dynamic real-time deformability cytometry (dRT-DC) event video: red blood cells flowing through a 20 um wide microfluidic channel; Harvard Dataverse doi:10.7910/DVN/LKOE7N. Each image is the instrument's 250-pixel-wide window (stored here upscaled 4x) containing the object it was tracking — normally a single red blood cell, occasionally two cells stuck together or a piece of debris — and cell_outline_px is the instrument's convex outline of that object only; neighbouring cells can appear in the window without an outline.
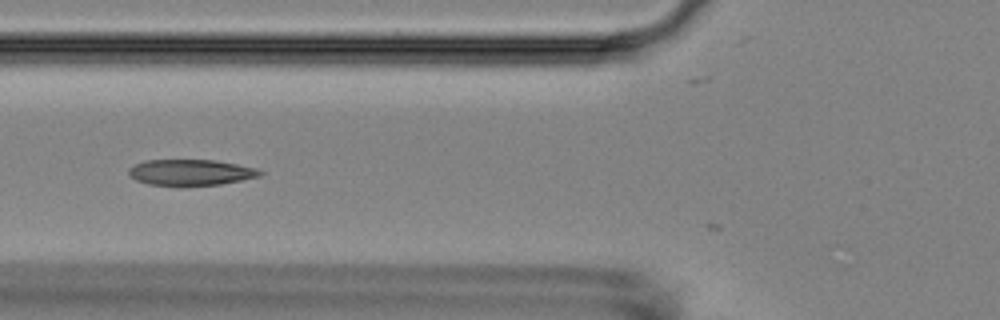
{"species": "Egyptian fruit bat (a non-hibernating species)", "species_latin": "Rousettus aegyptiacus", "temperature_condition": "room temperature", "stored_images_in_passage": 5, "camera_frame_rate_fps": 3000, "um_per_image_px": 0.085, "animal": {"sex": "female"}, "frame": {"image": 1, "passage_image": 2, "time_ms": 0.333, "image_size_px": [1000, 320], "cell_outline_px": [[264, 172], [260, 176], [220, 184], [184, 188], [180, 188], [148, 184], [136, 180], [128, 172], [128, 168], [144, 160], [216, 160], [256, 168]], "centroid_in_image_um": [16.18, 14.69], "position_along_channel_um": 109.6, "area_um2": 20.4}}